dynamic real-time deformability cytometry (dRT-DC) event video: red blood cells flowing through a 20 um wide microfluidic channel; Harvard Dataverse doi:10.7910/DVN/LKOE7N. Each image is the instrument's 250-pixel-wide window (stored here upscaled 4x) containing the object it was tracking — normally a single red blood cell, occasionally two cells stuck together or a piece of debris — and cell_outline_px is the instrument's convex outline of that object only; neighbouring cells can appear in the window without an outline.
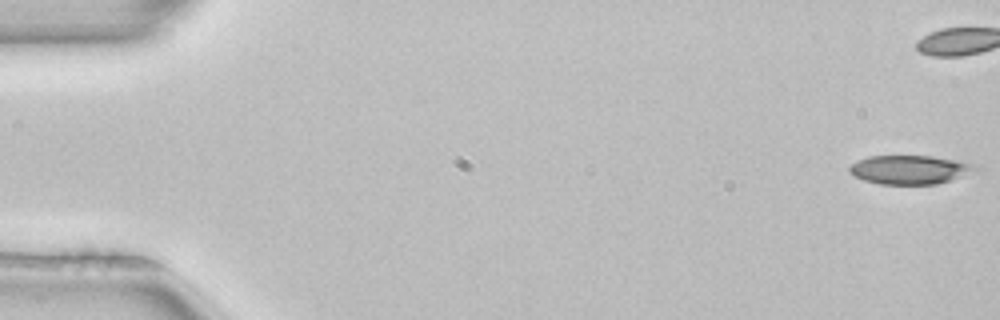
{"species": "common noctule bat (a hibernating species)", "species_latin": "Nyctalus noctula", "temperature_condition": "room temperature", "stored_images_in_passage": 4, "camera_frame_rate_fps": 3000, "um_per_image_px": 0.085, "animal": {"sex": "female", "body_mass_g": 22.7, "forearm_length_mm": 54.2}, "frame": {"image": 1, "passage_image": 1, "time_ms": 0.0, "image_size_px": [1000, 320], "cell_outline_px": [[980, 172], [936, 184], [880, 184], [864, 180], [856, 176], [848, 168], [852, 164], [868, 156], [932, 156], [960, 160], [976, 164], [980, 168]], "centroid_in_image_um": [77.48, 14.42], "position_along_channel_um": 7.5, "area_um2": 21.39}}